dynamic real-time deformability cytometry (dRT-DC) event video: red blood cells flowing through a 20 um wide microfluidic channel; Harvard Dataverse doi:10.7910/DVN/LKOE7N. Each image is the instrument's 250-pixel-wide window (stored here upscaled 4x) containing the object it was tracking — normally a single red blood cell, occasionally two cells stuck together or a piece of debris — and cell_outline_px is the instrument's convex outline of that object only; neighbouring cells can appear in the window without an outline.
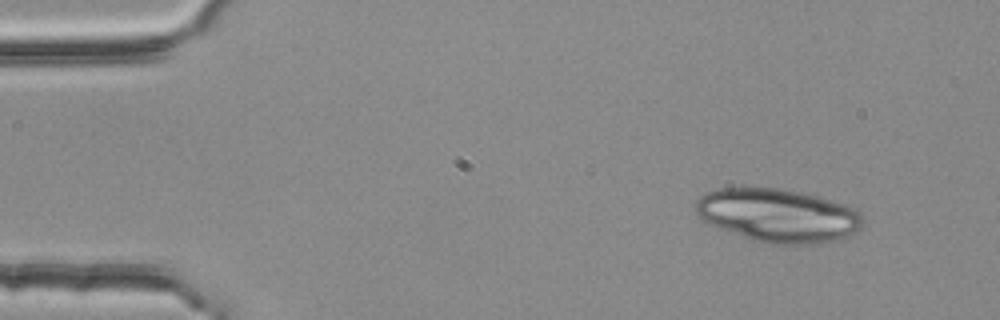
{"species": "common noctule bat (a hibernating species)", "species_latin": "Nyctalus noctula", "temperature_condition": "room temperature", "stored_images_in_passage": 4, "camera_frame_rate_fps": 3000, "um_per_image_px": 0.085, "animal": {"sex": "female", "body_mass_g": 25.1}, "frame": {"image": 1, "passage_image": 1, "time_ms": 0.0, "image_size_px": [1000, 320], "cell_outline_px": [[864, 220], [860, 228], [836, 240], [804, 244], [768, 244], [752, 240], [720, 228], [696, 216], [696, 200], [700, 196], [716, 188], [776, 188], [816, 196], [844, 204], [856, 208], [860, 212]], "centroid_in_image_um": [66.11, 18.31], "position_along_channel_um": 18.9, "area_um2": 51.5}}